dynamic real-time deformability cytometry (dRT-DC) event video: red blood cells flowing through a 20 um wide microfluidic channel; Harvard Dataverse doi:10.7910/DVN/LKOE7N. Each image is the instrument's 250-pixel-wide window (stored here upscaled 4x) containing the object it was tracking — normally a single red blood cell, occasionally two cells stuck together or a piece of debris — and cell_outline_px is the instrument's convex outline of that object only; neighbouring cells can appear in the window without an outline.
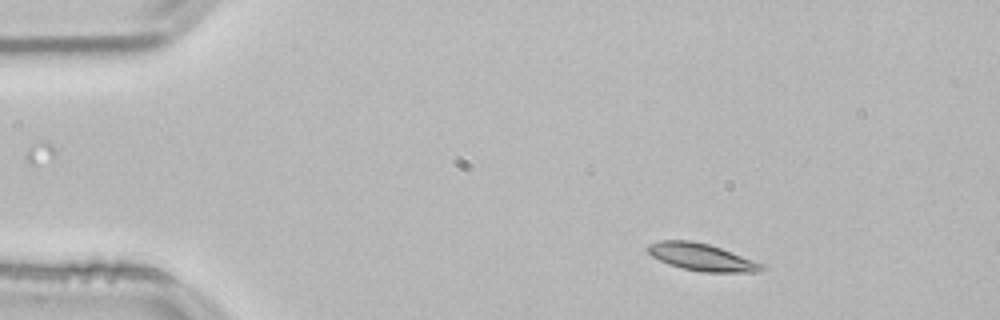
{"species": "common noctule bat (a hibernating species)", "species_latin": "Nyctalus noctula", "temperature_condition": "room temperature", "stored_images_in_passage": 52, "camera_frame_rate_fps": 3000, "um_per_image_px": 0.085, "animal": {"sex": "male", "body_mass_g": 21.5, "forearm_length_mm": 52.0}, "frame": {"image": 1, "passage_image": 6, "time_ms": 1.667, "image_size_px": [1000, 320], "cell_outline_px": [[768, 268], [760, 272], [700, 272], [668, 264], [652, 256], [644, 248], [648, 244], [660, 240], [692, 240], [708, 244], [768, 264]], "centroid_in_image_um": [59.7, 21.86], "position_along_channel_um": 25.3, "area_um2": 18.44}}
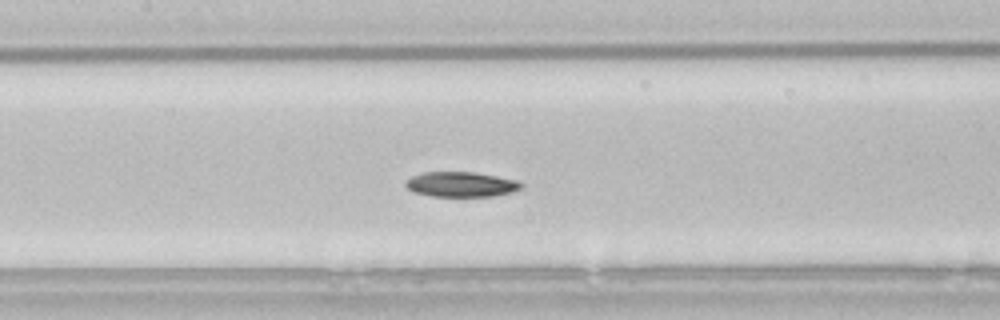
{"frame": {"image": 2, "passage_image": 23, "time_ms": 7.333, "image_size_px": [1000, 320], "cell_outline_px": [[524, 184], [520, 188], [496, 196], [432, 196], [412, 192], [404, 184], [412, 176], [424, 172], [476, 172], [516, 180]], "centroid_in_image_um": [39.17, 15.67], "position_along_channel_um": 168.2, "area_um2": 16.7}}
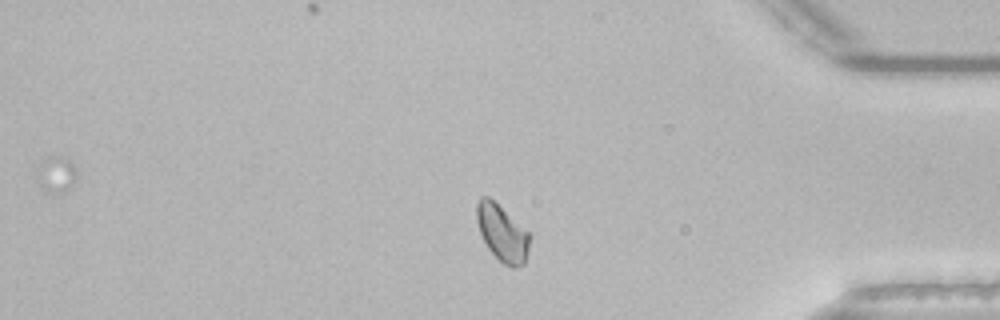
{"frame": {"image": 3, "passage_image": 43, "time_ms": 14.0, "image_size_px": [1000, 320], "cell_outline_px": [[528, 252], [524, 264], [516, 268], [512, 268], [504, 264], [488, 248], [480, 232], [476, 220], [476, 204], [480, 196], [488, 196], [528, 232]], "centroid_in_image_um": [42.65, 19.81], "position_along_channel_um": 392.5, "area_um2": 16.99}, "authors_computed_cell_mechanics": {"area_um2": 17.5134, "velocity_mm_per_s": 3.7731, "shape_relaxation_time_tau1_ms": 5.417, "shape_relaxation_time_tau2_ms": null, "deformation_change_tau1": 0.1127, "deformation_change_tau2": null}}